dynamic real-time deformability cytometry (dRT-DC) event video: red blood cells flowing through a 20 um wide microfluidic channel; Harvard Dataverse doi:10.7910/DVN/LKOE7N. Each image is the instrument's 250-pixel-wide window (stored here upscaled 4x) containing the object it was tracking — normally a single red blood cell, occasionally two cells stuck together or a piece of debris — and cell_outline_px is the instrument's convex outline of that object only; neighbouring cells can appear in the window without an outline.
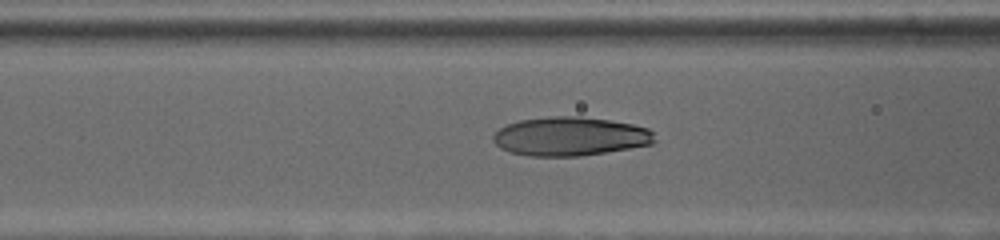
{"species": "human", "species_latin": "Homo sapiens", "temperature_condition": "cold", "stored_images_in_passage": 54, "camera_frame_rate_fps": 3000, "um_per_image_px": 0.085, "donor": {"sex": "female"}, "frame": {"image": 1, "passage_image": 13, "time_ms": 4.0, "image_size_px": [1000, 240], "cell_outline_px": [[656, 140], [652, 144], [580, 156], [528, 156], [508, 152], [500, 148], [492, 140], [492, 136], [500, 128], [508, 124], [520, 120], [548, 116], [580, 116], [608, 120], [632, 124], [648, 128], [652, 132]], "centroid_in_image_um": [48.43, 11.59], "position_along_channel_um": 118.2, "area_um2": 36.53}}
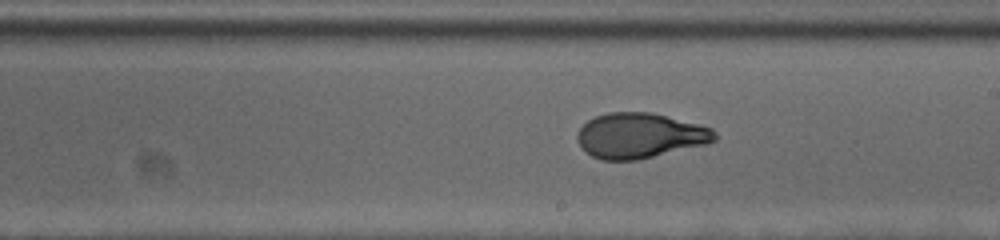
{"frame": {"image": 2, "passage_image": 25, "time_ms": 8.0, "image_size_px": [1000, 240], "cell_outline_px": [[720, 136], [716, 140], [708, 144], [636, 160], [600, 160], [592, 156], [576, 140], [576, 136], [580, 128], [588, 120], [596, 116], [608, 112], [648, 112], [700, 124], [712, 128]], "centroid_in_image_um": [54.43, 11.53], "position_along_channel_um": 234.6, "area_um2": 36.18}}
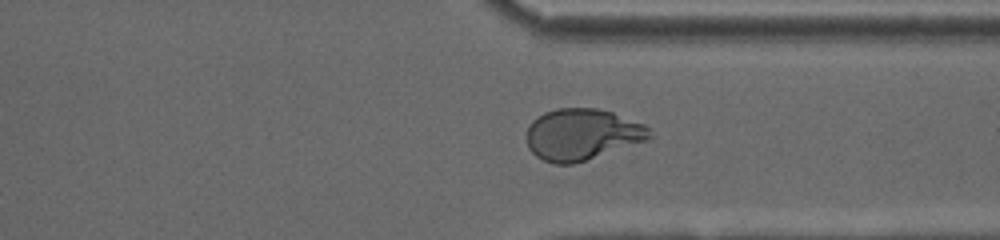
{"frame": {"image": 3, "passage_image": 38, "time_ms": 12.333, "image_size_px": [1000, 240], "cell_outline_px": [[652, 136], [648, 140], [572, 164], [552, 164], [536, 156], [528, 148], [528, 128], [532, 120], [544, 112], [556, 108], [596, 108], [612, 112], [644, 124], [648, 128]], "centroid_in_image_um": [49.46, 11.42], "position_along_channel_um": 361.9, "area_um2": 36.59}}